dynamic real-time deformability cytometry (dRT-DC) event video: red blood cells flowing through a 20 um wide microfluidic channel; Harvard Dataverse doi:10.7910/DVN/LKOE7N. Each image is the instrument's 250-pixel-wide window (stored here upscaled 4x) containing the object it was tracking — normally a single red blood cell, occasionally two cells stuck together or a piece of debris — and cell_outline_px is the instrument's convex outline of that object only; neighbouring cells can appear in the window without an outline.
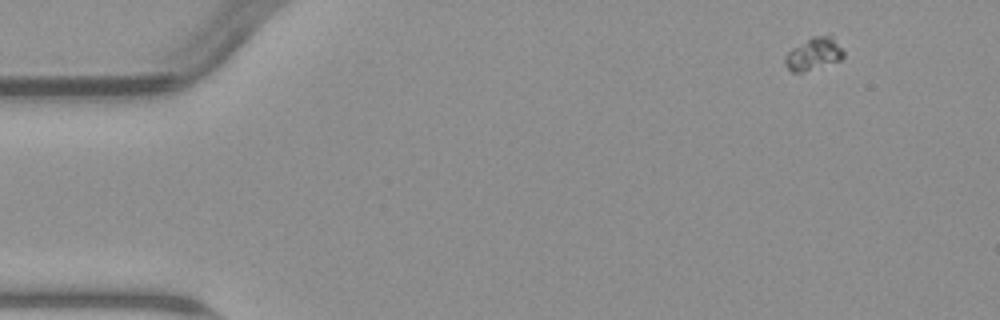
{"species": "common noctule bat (a hibernating species)", "species_latin": "Nyctalus noctula", "temperature_condition": "warm", "stored_images_in_passage": 5, "camera_frame_rate_fps": 3000, "um_per_image_px": 0.085, "animal": {"sex": "male", "body_mass_g": 23.1, "forearm_length_mm": 52.7}, "frame": {"image": 1, "passage_image": 1, "time_ms": 0.0, "image_size_px": [1000, 320], "cell_outline_px": [[844, 56], [840, 60], [800, 72], [792, 72], [784, 64], [784, 56], [792, 48], [812, 36], [828, 32], [832, 36], [844, 52]], "centroid_in_image_um": [69.16, 4.53], "position_along_channel_um": 15.8, "area_um2": 11.04}}
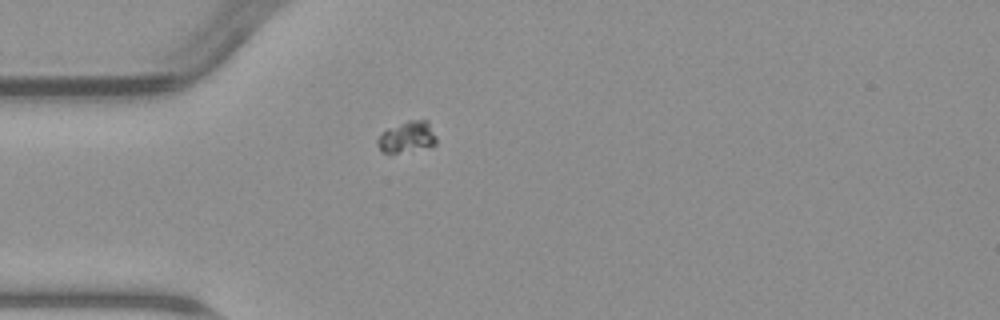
{"frame": {"image": 2, "passage_image": 4, "time_ms": 3.667, "image_size_px": [1000, 320], "cell_outline_px": [[436, 144], [396, 152], [380, 152], [376, 144], [376, 140], [388, 128], [408, 120], [428, 120], [436, 136]], "centroid_in_image_um": [34.58, 11.61], "position_along_channel_um": 50.4, "area_um2": 10.35}}